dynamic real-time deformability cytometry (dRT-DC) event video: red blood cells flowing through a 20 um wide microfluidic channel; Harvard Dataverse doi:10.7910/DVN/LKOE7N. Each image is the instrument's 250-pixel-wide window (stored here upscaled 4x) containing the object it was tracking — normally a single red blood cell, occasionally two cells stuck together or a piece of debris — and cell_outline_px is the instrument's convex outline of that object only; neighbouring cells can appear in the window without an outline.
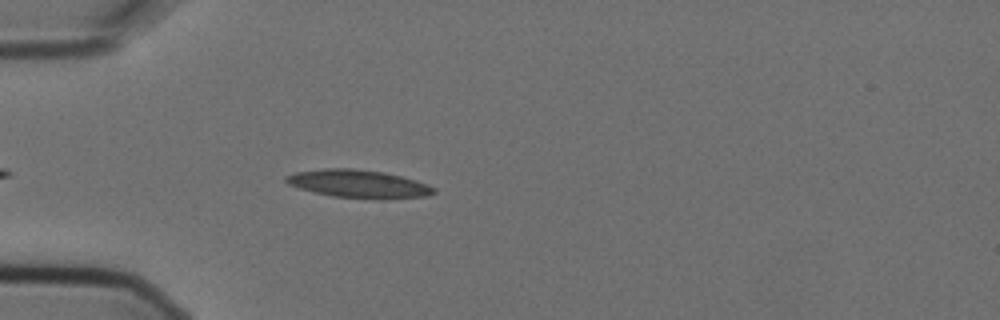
{"species": "Egyptian fruit bat (a non-hibernating species)", "species_latin": "Rousettus aegyptiacus", "temperature_condition": "cold", "stored_images_in_passage": 4, "camera_frame_rate_fps": 3000, "um_per_image_px": 0.085, "animal": {"sex": "female"}, "frame": {"image": 1, "passage_image": 4, "time_ms": 1.0, "image_size_px": [1000, 320], "cell_outline_px": [[436, 192], [428, 196], [332, 196], [300, 188], [288, 184], [284, 180], [284, 176], [296, 172], [324, 168], [352, 168], [384, 172], [416, 180], [428, 184], [436, 188]], "centroid_in_image_um": [30.41, 15.56], "position_along_channel_um": 54.6, "area_um2": 22.95}}